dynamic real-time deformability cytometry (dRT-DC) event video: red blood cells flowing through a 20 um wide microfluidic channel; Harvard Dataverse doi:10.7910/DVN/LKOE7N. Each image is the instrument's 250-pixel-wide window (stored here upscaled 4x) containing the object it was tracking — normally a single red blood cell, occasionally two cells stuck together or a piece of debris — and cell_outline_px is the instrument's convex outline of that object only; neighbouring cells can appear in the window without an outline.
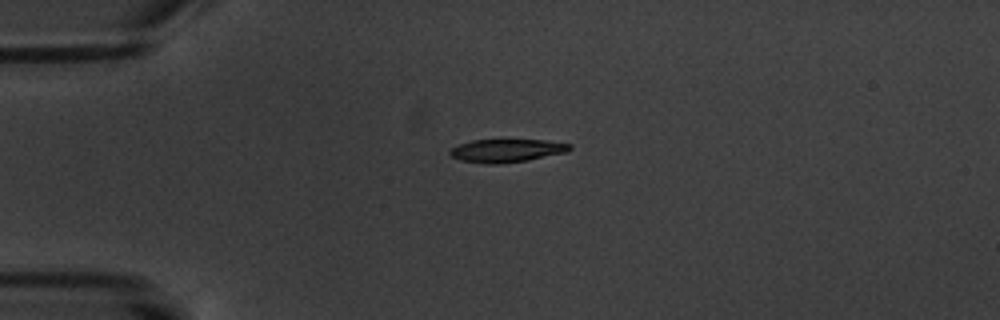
{"species": "common noctule bat (a hibernating species)", "species_latin": "Nyctalus noctula", "temperature_condition": "warm", "stored_images_in_passage": 3, "camera_frame_rate_fps": 3000, "um_per_image_px": 0.085, "animal": {"sex": "male", "body_mass_g": 20.1, "forearm_length_mm": 53.5}, "frame": {"image": 1, "passage_image": 1, "time_ms": 0.0, "image_size_px": [1000, 320], "cell_outline_px": [[572, 148], [568, 152], [528, 160], [500, 164], [488, 164], [460, 160], [452, 156], [448, 152], [452, 148], [460, 144], [472, 140], [544, 140], [572, 144]], "centroid_in_image_um": [43.1, 12.8], "position_along_channel_um": 41.9, "area_um2": 16.13}}